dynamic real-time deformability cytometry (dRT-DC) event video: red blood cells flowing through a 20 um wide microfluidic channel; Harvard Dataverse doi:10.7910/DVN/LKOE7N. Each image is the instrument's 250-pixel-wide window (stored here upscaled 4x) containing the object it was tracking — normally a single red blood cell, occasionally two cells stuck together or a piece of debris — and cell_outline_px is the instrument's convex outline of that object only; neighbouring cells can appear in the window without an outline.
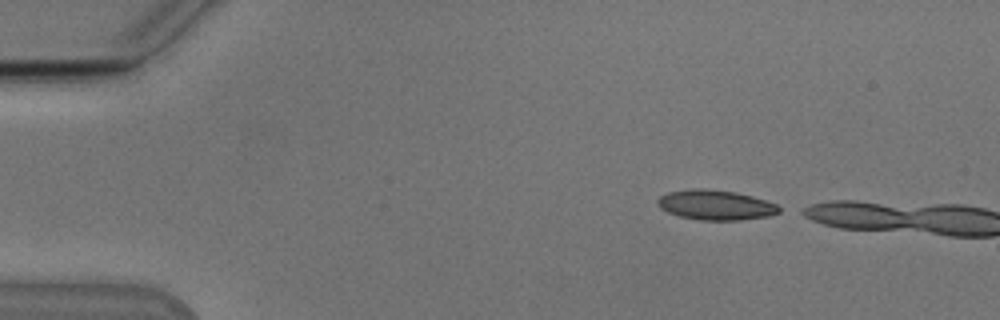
{"species": "Egyptian fruit bat (a non-hibernating species)", "species_latin": "Rousettus aegyptiacus", "temperature_condition": "cold", "stored_images_in_passage": 3, "camera_frame_rate_fps": 3000, "um_per_image_px": 0.085, "animal": {"sex": "male"}, "frame": {"image": 1, "passage_image": 1, "time_ms": 0.0, "image_size_px": [1000, 320], "cell_outline_px": [[780, 212], [768, 216], [740, 220], [700, 220], [680, 216], [668, 212], [660, 208], [656, 204], [656, 200], [660, 196], [668, 192], [692, 188], [704, 188], [732, 192], [752, 196], [776, 204], [780, 208]], "centroid_in_image_um": [60.79, 17.42], "position_along_channel_um": 24.2, "area_um2": 21.1}}